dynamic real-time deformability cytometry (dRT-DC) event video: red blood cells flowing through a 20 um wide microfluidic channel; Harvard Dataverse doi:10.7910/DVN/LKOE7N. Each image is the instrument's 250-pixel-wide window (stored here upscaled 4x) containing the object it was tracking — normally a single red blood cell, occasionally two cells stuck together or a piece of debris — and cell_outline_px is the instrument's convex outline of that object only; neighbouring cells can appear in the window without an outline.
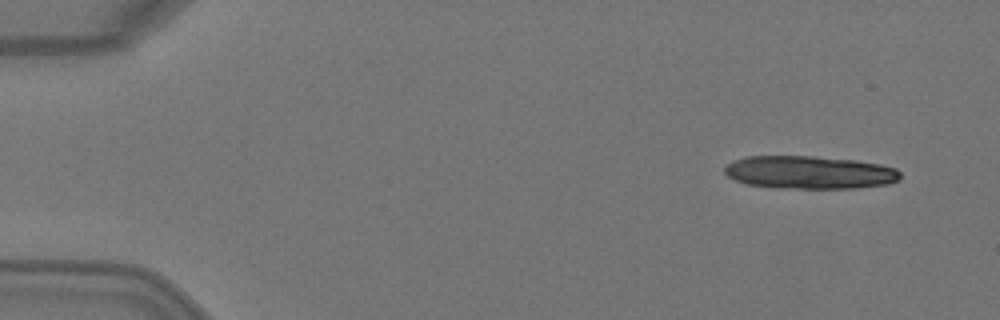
{"species": "Egyptian fruit bat (a non-hibernating species)", "species_latin": "Rousettus aegyptiacus", "temperature_condition": "warm", "stored_images_in_passage": 4, "camera_frame_rate_fps": 3000, "um_per_image_px": 0.085, "animal": {"sex": "female"}, "frame": {"image": 1, "passage_image": 1, "time_ms": 0.0, "image_size_px": [1000, 320], "cell_outline_px": [[900, 180], [888, 184], [856, 188], [800, 188], [748, 184], [736, 180], [728, 176], [724, 172], [724, 168], [732, 160], [744, 156], [812, 156], [856, 160], [880, 164], [896, 168], [900, 172]], "centroid_in_image_um": [68.84, 14.63], "position_along_channel_um": 16.2, "area_um2": 33.58}}